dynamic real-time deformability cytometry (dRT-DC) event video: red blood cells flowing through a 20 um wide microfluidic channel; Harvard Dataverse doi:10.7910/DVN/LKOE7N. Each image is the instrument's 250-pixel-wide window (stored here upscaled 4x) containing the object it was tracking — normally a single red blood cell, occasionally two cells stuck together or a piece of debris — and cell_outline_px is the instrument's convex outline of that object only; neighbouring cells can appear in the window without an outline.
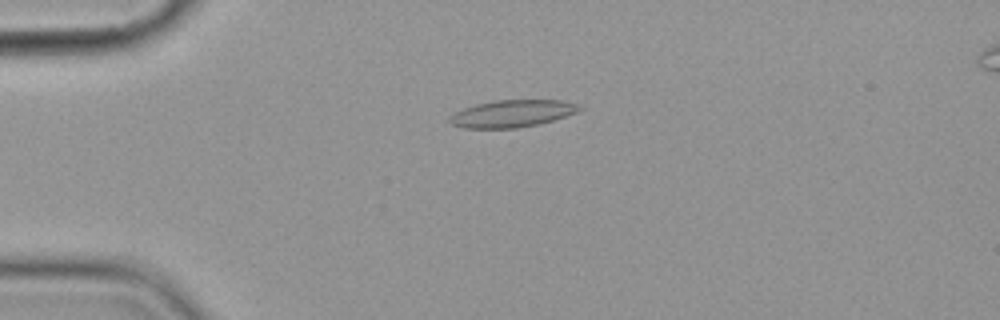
{"species": "common noctule bat (a hibernating species)", "species_latin": "Nyctalus noctula", "temperature_condition": "cold", "stored_images_in_passage": 4, "camera_frame_rate_fps": 3000, "um_per_image_px": 0.085, "animal": {"sex": "female", "body_mass_g": 19.9}, "frame": {"image": 1, "passage_image": 3, "time_ms": 2.333, "image_size_px": [1000, 320], "cell_outline_px": [[584, 108], [576, 112], [552, 120], [536, 124], [516, 128], [464, 128], [452, 124], [448, 120], [448, 116], [464, 108], [476, 104], [492, 100], [560, 100], [580, 104]], "centroid_in_image_um": [43.52, 9.64], "position_along_channel_um": 41.5, "area_um2": 20.46}}